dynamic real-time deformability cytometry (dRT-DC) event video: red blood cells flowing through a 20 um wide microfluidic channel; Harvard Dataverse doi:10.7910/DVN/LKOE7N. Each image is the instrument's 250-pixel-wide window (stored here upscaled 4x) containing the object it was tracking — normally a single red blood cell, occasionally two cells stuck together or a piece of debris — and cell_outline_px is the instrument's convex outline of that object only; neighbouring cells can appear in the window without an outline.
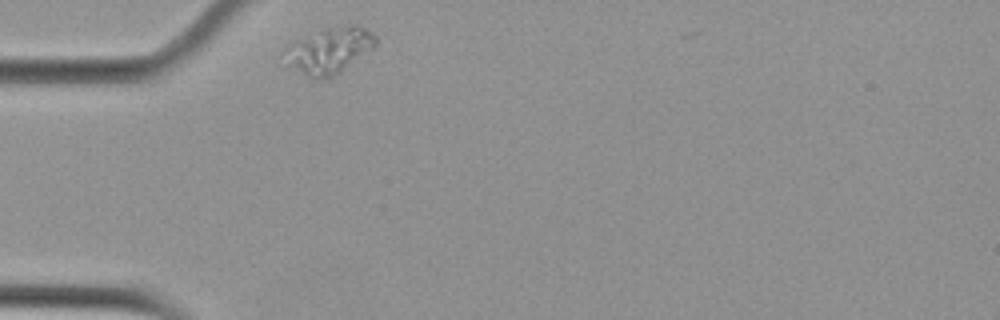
{"species": "Egyptian fruit bat (a non-hibernating species)", "species_latin": "Rousettus aegyptiacus", "temperature_condition": "cold", "stored_images_in_passage": 34, "camera_frame_rate_fps": 3000, "um_per_image_px": 0.085, "animal": {"sex": "female"}, "frame": {"image": 1, "passage_image": 1, "time_ms": 0.0, "image_size_px": [1000, 320], "cell_outline_px": [[376, 44], [372, 48], [340, 72], [328, 80], [316, 80], [288, 68], [280, 52], [284, 48], [296, 40], [320, 28], [340, 24], [356, 24], [372, 32], [376, 36]], "centroid_in_image_um": [27.9, 4.29], "position_along_channel_um": 57.1, "area_um2": 25.26}}
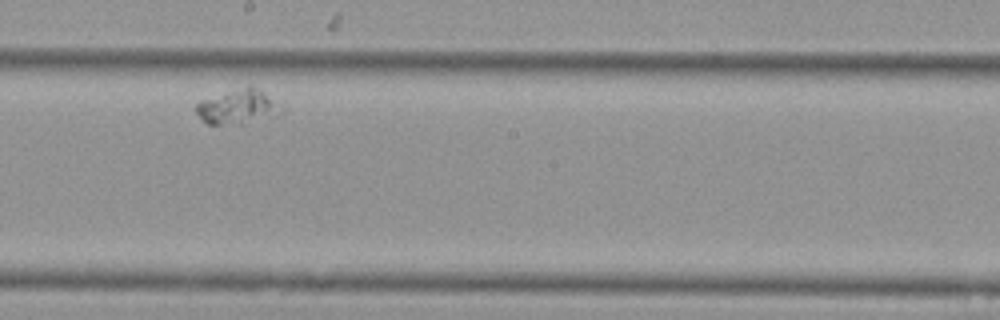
{"frame": {"image": 2, "passage_image": 20, "time_ms": 6.333, "image_size_px": [1000, 320], "cell_outline_px": [[288, 108], [284, 112], [240, 124], [208, 124], [192, 108], [200, 100], [248, 84], [252, 84]], "centroid_in_image_um": [20.26, 9.04], "position_along_channel_um": 227.9, "area_um2": 17.46}}
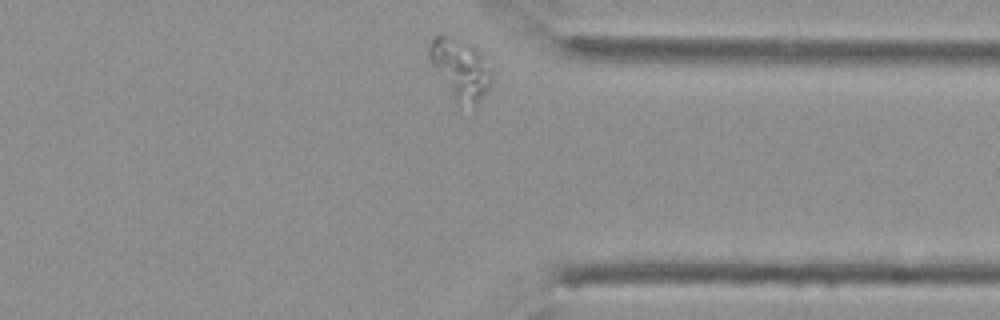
{"frame": {"image": 3, "passage_image": 34, "time_ms": 11.0, "image_size_px": [1000, 320], "cell_outline_px": [[492, 80], [488, 88], [476, 108], [456, 108], [428, 60], [428, 52], [432, 40], [436, 36], [448, 36], [472, 44], [480, 52], [492, 72]], "centroid_in_image_um": [39.12, 5.99], "position_along_channel_um": 372.3, "area_um2": 22.89}}